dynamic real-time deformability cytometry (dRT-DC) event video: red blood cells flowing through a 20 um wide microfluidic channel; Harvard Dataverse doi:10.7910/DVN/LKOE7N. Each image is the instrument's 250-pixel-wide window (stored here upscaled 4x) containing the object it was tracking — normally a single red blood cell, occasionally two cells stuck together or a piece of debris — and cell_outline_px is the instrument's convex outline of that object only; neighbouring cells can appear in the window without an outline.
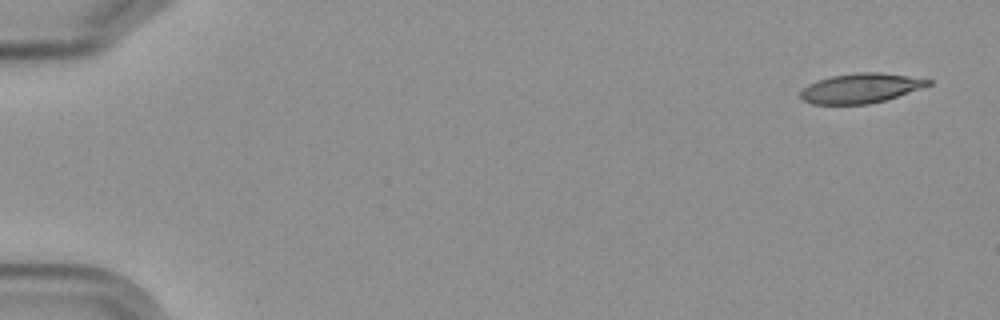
{"species": "Egyptian fruit bat (a non-hibernating species)", "species_latin": "Rousettus aegyptiacus", "temperature_condition": "cold", "stored_images_in_passage": 11, "camera_frame_rate_fps": 3000, "um_per_image_px": 0.085, "frame": {"image": 1, "passage_image": 1, "time_ms": 0.0, "image_size_px": [1000, 320], "cell_outline_px": [[932, 84], [924, 88], [884, 100], [868, 104], [812, 104], [800, 100], [800, 92], [808, 84], [816, 80], [832, 76], [856, 72], [880, 72], [908, 76], [932, 80]], "centroid_in_image_um": [73.15, 7.49], "position_along_channel_um": 11.9, "area_um2": 22.2}}
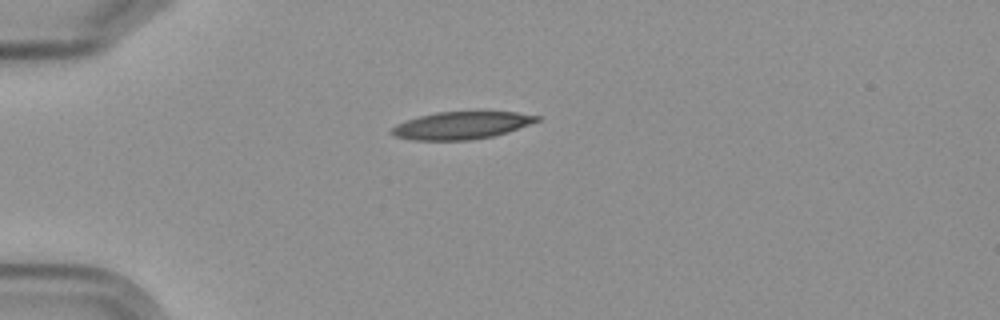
{"frame": {"image": 2, "passage_image": 4, "time_ms": 4.333, "image_size_px": [1000, 320], "cell_outline_px": [[540, 120], [508, 132], [492, 136], [472, 140], [412, 140], [396, 136], [388, 132], [396, 124], [420, 116], [436, 112], [516, 112], [540, 116]], "centroid_in_image_um": [39.22, 10.66], "position_along_channel_um": 45.8, "area_um2": 23.06}}
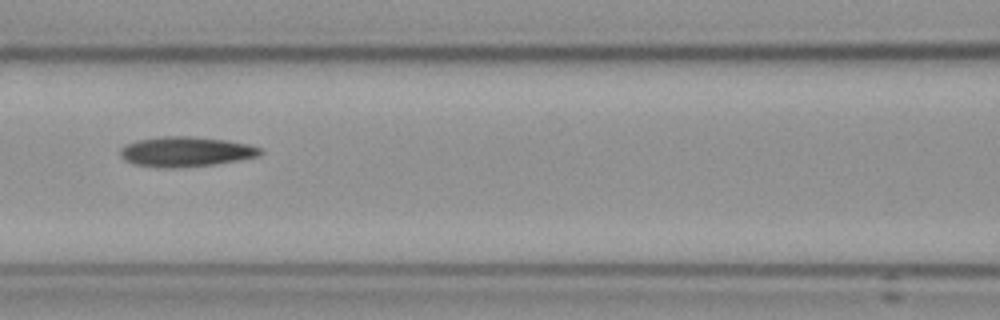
{"frame": {"image": 3, "passage_image": 7, "time_ms": 8.0, "image_size_px": [1000, 320], "cell_outline_px": [[264, 152], [260, 156], [212, 164], [176, 168], [160, 168], [136, 164], [124, 160], [120, 156], [120, 148], [124, 144], [140, 140], [164, 136], [188, 136], [224, 140], [248, 144], [264, 148]], "centroid_in_image_um": [15.8, 12.89], "position_along_channel_um": 150.8, "area_um2": 24.39}}